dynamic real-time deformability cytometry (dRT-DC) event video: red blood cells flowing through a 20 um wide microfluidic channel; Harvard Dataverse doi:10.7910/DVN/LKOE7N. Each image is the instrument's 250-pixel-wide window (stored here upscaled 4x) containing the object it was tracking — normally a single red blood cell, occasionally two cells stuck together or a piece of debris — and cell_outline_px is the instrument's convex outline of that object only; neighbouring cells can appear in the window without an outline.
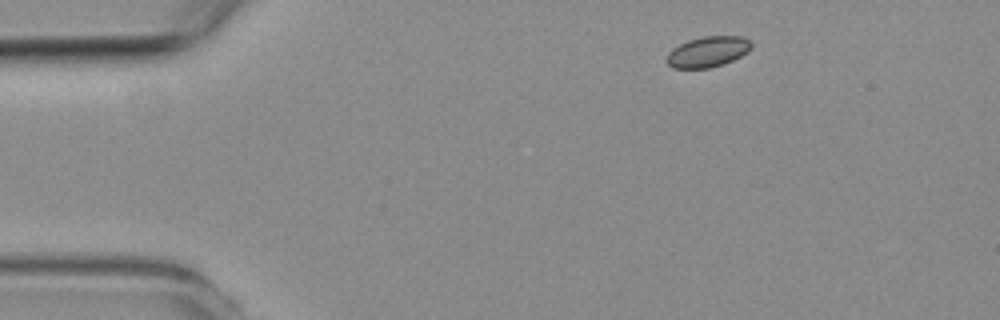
{"species": "common noctule bat (a hibernating species)", "species_latin": "Nyctalus noctula", "temperature_condition": "room temperature", "stored_images_in_passage": 3, "camera_frame_rate_fps": 3000, "um_per_image_px": 0.085, "animal": {"sex": "female", "body_mass_g": 19.3, "forearm_length_mm": 54.1}, "frame": {"image": 1, "passage_image": 1, "time_ms": 0.0, "image_size_px": [1000, 320], "cell_outline_px": [[752, 44], [740, 56], [724, 64], [708, 68], [672, 68], [664, 60], [668, 52], [672, 48], [688, 40], [704, 36], [740, 36], [748, 40]], "centroid_in_image_um": [60.08, 4.41], "position_along_channel_um": 24.9, "area_um2": 14.97}}
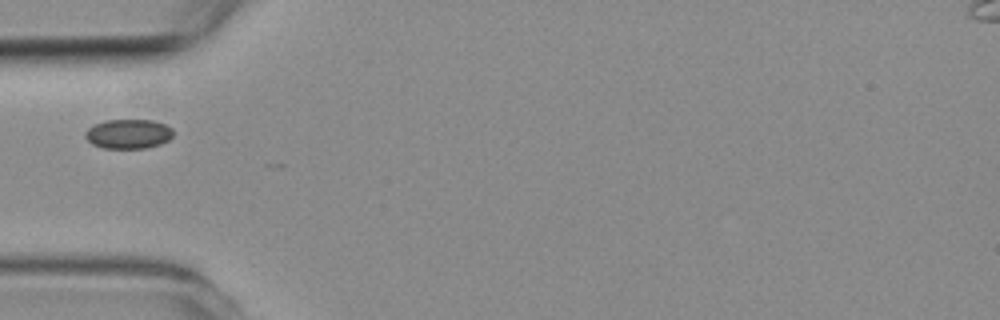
{"frame": {"image": 2, "passage_image": 3, "time_ms": 3.0, "image_size_px": [1000, 320], "cell_outline_px": [[172, 136], [168, 140], [160, 144], [148, 148], [104, 148], [92, 144], [84, 136], [84, 132], [88, 128], [96, 124], [108, 120], [152, 120], [164, 124], [172, 128]], "centroid_in_image_um": [10.91, 11.39], "position_along_channel_um": 74.1, "area_um2": 15.03}}